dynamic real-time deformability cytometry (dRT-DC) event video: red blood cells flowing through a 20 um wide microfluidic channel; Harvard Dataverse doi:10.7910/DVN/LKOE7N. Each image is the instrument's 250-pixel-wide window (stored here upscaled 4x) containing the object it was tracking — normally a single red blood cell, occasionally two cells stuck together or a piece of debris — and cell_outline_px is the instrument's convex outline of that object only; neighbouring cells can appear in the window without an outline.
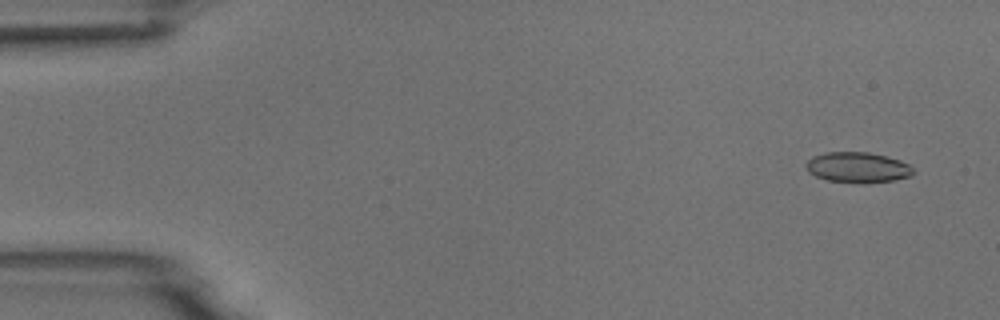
{"species": "common noctule bat (a hibernating species)", "species_latin": "Nyctalus noctula", "temperature_condition": "room temperature", "stored_images_in_passage": 7, "camera_frame_rate_fps": 3000, "um_per_image_px": 0.085, "animal": {"sex": "male", "body_mass_g": 18.8}, "frame": {"image": 1, "passage_image": 1, "time_ms": 0.0, "image_size_px": [1000, 320], "cell_outline_px": [[912, 176], [892, 180], [864, 184], [828, 180], [816, 176], [808, 172], [804, 164], [812, 156], [824, 152], [868, 152], [900, 160], [908, 164], [912, 168]], "centroid_in_image_um": [72.86, 14.23], "position_along_channel_um": 12.1, "area_um2": 19.07}}